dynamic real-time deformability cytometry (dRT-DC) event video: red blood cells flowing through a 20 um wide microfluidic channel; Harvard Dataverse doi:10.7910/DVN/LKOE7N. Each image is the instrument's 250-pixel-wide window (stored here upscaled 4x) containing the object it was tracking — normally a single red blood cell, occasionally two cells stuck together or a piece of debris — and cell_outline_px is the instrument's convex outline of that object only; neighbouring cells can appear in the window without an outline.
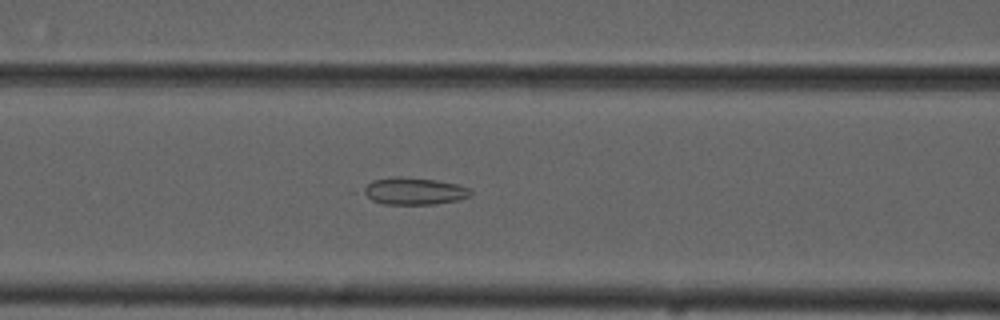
{"species": "common noctule bat (a hibernating species)", "species_latin": "Nyctalus noctula", "temperature_condition": "cold", "stored_images_in_passage": 55, "camera_frame_rate_fps": 3000, "um_per_image_px": 0.085, "animal": {"sex": "male", "forearm_length_mm": 52.5}, "frame": {"image": 1, "passage_image": 23, "time_ms": 7.333, "image_size_px": [1000, 320], "cell_outline_px": [[472, 196], [460, 200], [436, 204], [384, 204], [372, 200], [360, 192], [360, 188], [372, 180], [392, 176], [400, 176], [436, 180], [456, 184], [468, 188], [472, 192]], "centroid_in_image_um": [35.15, 16.24], "position_along_channel_um": 131.5, "area_um2": 17.28}}
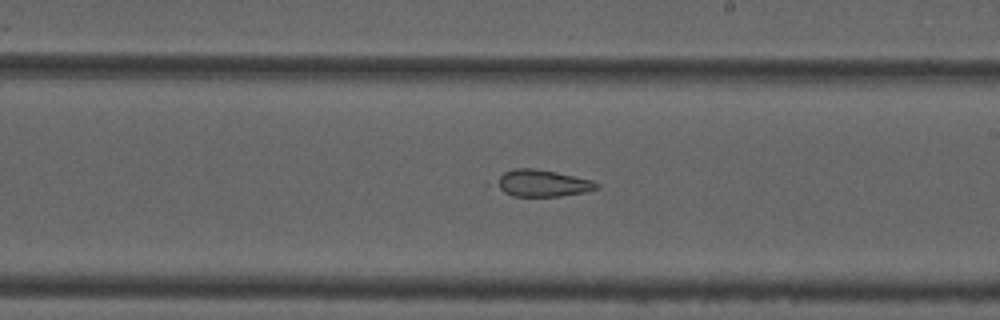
{"frame": {"image": 2, "passage_image": 32, "time_ms": 10.333, "image_size_px": [1000, 320], "cell_outline_px": [[600, 188], [584, 192], [560, 196], [512, 196], [484, 184], [504, 172], [512, 168], [536, 168], [556, 172], [592, 180], [600, 184]], "centroid_in_image_um": [45.91, 15.57], "position_along_channel_um": 243.1, "area_um2": 16.47}}
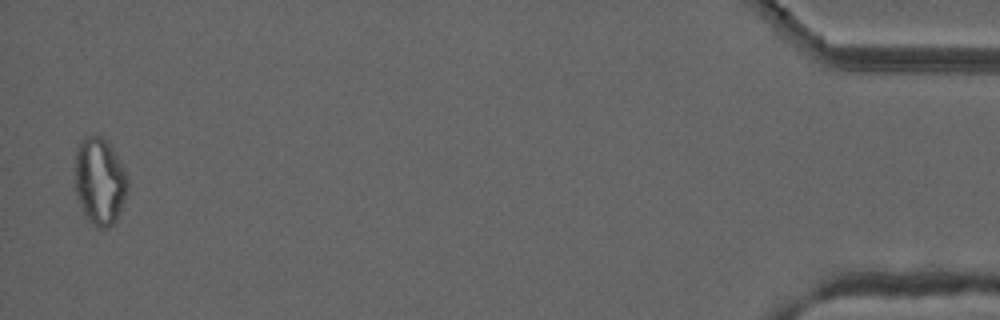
{"frame": {"image": 3, "passage_image": 54, "time_ms": 17.667, "image_size_px": [1000, 320], "cell_outline_px": [[128, 188], [116, 220], [108, 228], [96, 228], [84, 216], [76, 196], [76, 152], [84, 136], [104, 136], [108, 140], [124, 168], [128, 180]], "centroid_in_image_um": [8.48, 15.41], "position_along_channel_um": 426.7, "area_um2": 26.76}}